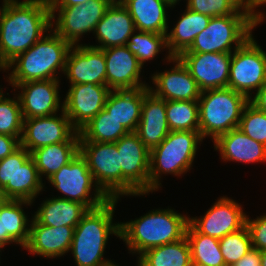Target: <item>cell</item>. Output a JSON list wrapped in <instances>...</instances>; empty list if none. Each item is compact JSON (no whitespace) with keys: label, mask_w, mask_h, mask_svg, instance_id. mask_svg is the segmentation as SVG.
Listing matches in <instances>:
<instances>
[{"label":"cell","mask_w":266,"mask_h":266,"mask_svg":"<svg viewBox=\"0 0 266 266\" xmlns=\"http://www.w3.org/2000/svg\"><path fill=\"white\" fill-rule=\"evenodd\" d=\"M79 152L99 188L110 198L121 196L120 154L115 143L79 142Z\"/></svg>","instance_id":"cell-12"},{"label":"cell","mask_w":266,"mask_h":266,"mask_svg":"<svg viewBox=\"0 0 266 266\" xmlns=\"http://www.w3.org/2000/svg\"><path fill=\"white\" fill-rule=\"evenodd\" d=\"M202 140L199 131H170L158 146L150 150L149 192L159 189L162 174L181 176L187 173Z\"/></svg>","instance_id":"cell-5"},{"label":"cell","mask_w":266,"mask_h":266,"mask_svg":"<svg viewBox=\"0 0 266 266\" xmlns=\"http://www.w3.org/2000/svg\"><path fill=\"white\" fill-rule=\"evenodd\" d=\"M249 99L233 89L217 88L201 92L198 99L199 132L216 140L220 135L238 128Z\"/></svg>","instance_id":"cell-6"},{"label":"cell","mask_w":266,"mask_h":266,"mask_svg":"<svg viewBox=\"0 0 266 266\" xmlns=\"http://www.w3.org/2000/svg\"><path fill=\"white\" fill-rule=\"evenodd\" d=\"M9 201V198L6 196V194L0 189V208Z\"/></svg>","instance_id":"cell-48"},{"label":"cell","mask_w":266,"mask_h":266,"mask_svg":"<svg viewBox=\"0 0 266 266\" xmlns=\"http://www.w3.org/2000/svg\"><path fill=\"white\" fill-rule=\"evenodd\" d=\"M15 160H17V149L0 160V189L12 200H14Z\"/></svg>","instance_id":"cell-41"},{"label":"cell","mask_w":266,"mask_h":266,"mask_svg":"<svg viewBox=\"0 0 266 266\" xmlns=\"http://www.w3.org/2000/svg\"><path fill=\"white\" fill-rule=\"evenodd\" d=\"M90 0H49L50 7H70L80 5Z\"/></svg>","instance_id":"cell-47"},{"label":"cell","mask_w":266,"mask_h":266,"mask_svg":"<svg viewBox=\"0 0 266 266\" xmlns=\"http://www.w3.org/2000/svg\"><path fill=\"white\" fill-rule=\"evenodd\" d=\"M119 198L109 199L90 209L74 228L70 251L77 266H109L111 260L103 258L111 234L120 237V223H113L115 205Z\"/></svg>","instance_id":"cell-2"},{"label":"cell","mask_w":266,"mask_h":266,"mask_svg":"<svg viewBox=\"0 0 266 266\" xmlns=\"http://www.w3.org/2000/svg\"><path fill=\"white\" fill-rule=\"evenodd\" d=\"M257 109L266 112V83L249 99Z\"/></svg>","instance_id":"cell-46"},{"label":"cell","mask_w":266,"mask_h":266,"mask_svg":"<svg viewBox=\"0 0 266 266\" xmlns=\"http://www.w3.org/2000/svg\"><path fill=\"white\" fill-rule=\"evenodd\" d=\"M20 146L17 137L0 134V160L10 155Z\"/></svg>","instance_id":"cell-44"},{"label":"cell","mask_w":266,"mask_h":266,"mask_svg":"<svg viewBox=\"0 0 266 266\" xmlns=\"http://www.w3.org/2000/svg\"><path fill=\"white\" fill-rule=\"evenodd\" d=\"M115 144L120 154L121 196L148 194L150 150L136 132H128Z\"/></svg>","instance_id":"cell-9"},{"label":"cell","mask_w":266,"mask_h":266,"mask_svg":"<svg viewBox=\"0 0 266 266\" xmlns=\"http://www.w3.org/2000/svg\"><path fill=\"white\" fill-rule=\"evenodd\" d=\"M186 8L209 17L248 15L245 0H187Z\"/></svg>","instance_id":"cell-38"},{"label":"cell","mask_w":266,"mask_h":266,"mask_svg":"<svg viewBox=\"0 0 266 266\" xmlns=\"http://www.w3.org/2000/svg\"><path fill=\"white\" fill-rule=\"evenodd\" d=\"M170 131H199L198 101H166Z\"/></svg>","instance_id":"cell-35"},{"label":"cell","mask_w":266,"mask_h":266,"mask_svg":"<svg viewBox=\"0 0 266 266\" xmlns=\"http://www.w3.org/2000/svg\"><path fill=\"white\" fill-rule=\"evenodd\" d=\"M233 266H261L260 251L252 248Z\"/></svg>","instance_id":"cell-45"},{"label":"cell","mask_w":266,"mask_h":266,"mask_svg":"<svg viewBox=\"0 0 266 266\" xmlns=\"http://www.w3.org/2000/svg\"><path fill=\"white\" fill-rule=\"evenodd\" d=\"M46 35L5 67L8 71L13 68L7 77L13 87L29 81L59 80L58 68L64 73L72 45L52 29Z\"/></svg>","instance_id":"cell-3"},{"label":"cell","mask_w":266,"mask_h":266,"mask_svg":"<svg viewBox=\"0 0 266 266\" xmlns=\"http://www.w3.org/2000/svg\"><path fill=\"white\" fill-rule=\"evenodd\" d=\"M213 142L214 149L220 151L224 161L243 163L266 161V146L251 139L238 128L220 135Z\"/></svg>","instance_id":"cell-24"},{"label":"cell","mask_w":266,"mask_h":266,"mask_svg":"<svg viewBox=\"0 0 266 266\" xmlns=\"http://www.w3.org/2000/svg\"><path fill=\"white\" fill-rule=\"evenodd\" d=\"M261 5H266V0H245L248 17L256 26L263 22L264 17H266L264 13L255 10Z\"/></svg>","instance_id":"cell-43"},{"label":"cell","mask_w":266,"mask_h":266,"mask_svg":"<svg viewBox=\"0 0 266 266\" xmlns=\"http://www.w3.org/2000/svg\"><path fill=\"white\" fill-rule=\"evenodd\" d=\"M44 186L31 153L20 145L15 160L14 200L33 202Z\"/></svg>","instance_id":"cell-31"},{"label":"cell","mask_w":266,"mask_h":266,"mask_svg":"<svg viewBox=\"0 0 266 266\" xmlns=\"http://www.w3.org/2000/svg\"><path fill=\"white\" fill-rule=\"evenodd\" d=\"M184 11L177 24L174 25L175 27L170 33H166L167 47L169 49L166 60L169 62L187 50L195 37L206 29L211 20V17L193 12L188 8Z\"/></svg>","instance_id":"cell-28"},{"label":"cell","mask_w":266,"mask_h":266,"mask_svg":"<svg viewBox=\"0 0 266 266\" xmlns=\"http://www.w3.org/2000/svg\"><path fill=\"white\" fill-rule=\"evenodd\" d=\"M136 31L134 21L120 1H113L106 9L103 18L96 24L94 34L100 49L123 46ZM101 44V45H100Z\"/></svg>","instance_id":"cell-22"},{"label":"cell","mask_w":266,"mask_h":266,"mask_svg":"<svg viewBox=\"0 0 266 266\" xmlns=\"http://www.w3.org/2000/svg\"><path fill=\"white\" fill-rule=\"evenodd\" d=\"M231 57L232 53H181L178 56L201 92L228 87Z\"/></svg>","instance_id":"cell-14"},{"label":"cell","mask_w":266,"mask_h":266,"mask_svg":"<svg viewBox=\"0 0 266 266\" xmlns=\"http://www.w3.org/2000/svg\"><path fill=\"white\" fill-rule=\"evenodd\" d=\"M172 62L176 64L171 70L153 74L156 89L149 86V90L165 101H198L201 91L189 70L178 57Z\"/></svg>","instance_id":"cell-20"},{"label":"cell","mask_w":266,"mask_h":266,"mask_svg":"<svg viewBox=\"0 0 266 266\" xmlns=\"http://www.w3.org/2000/svg\"><path fill=\"white\" fill-rule=\"evenodd\" d=\"M2 91V92H1ZM3 90H0V134L17 137L21 140L23 132V116L20 101L17 96L12 98L4 97Z\"/></svg>","instance_id":"cell-37"},{"label":"cell","mask_w":266,"mask_h":266,"mask_svg":"<svg viewBox=\"0 0 266 266\" xmlns=\"http://www.w3.org/2000/svg\"><path fill=\"white\" fill-rule=\"evenodd\" d=\"M265 83L266 52L252 35L232 52L228 87L250 99Z\"/></svg>","instance_id":"cell-10"},{"label":"cell","mask_w":266,"mask_h":266,"mask_svg":"<svg viewBox=\"0 0 266 266\" xmlns=\"http://www.w3.org/2000/svg\"><path fill=\"white\" fill-rule=\"evenodd\" d=\"M60 80H37L20 83L14 88L21 89L18 94L23 119L48 117L57 114L63 104L59 97Z\"/></svg>","instance_id":"cell-18"},{"label":"cell","mask_w":266,"mask_h":266,"mask_svg":"<svg viewBox=\"0 0 266 266\" xmlns=\"http://www.w3.org/2000/svg\"><path fill=\"white\" fill-rule=\"evenodd\" d=\"M144 145L152 150L170 133L166 118V101L151 91L144 96L141 119L135 131Z\"/></svg>","instance_id":"cell-23"},{"label":"cell","mask_w":266,"mask_h":266,"mask_svg":"<svg viewBox=\"0 0 266 266\" xmlns=\"http://www.w3.org/2000/svg\"><path fill=\"white\" fill-rule=\"evenodd\" d=\"M246 213L241 205L228 197H221L201 218H188V223L199 233L221 239L246 225Z\"/></svg>","instance_id":"cell-15"},{"label":"cell","mask_w":266,"mask_h":266,"mask_svg":"<svg viewBox=\"0 0 266 266\" xmlns=\"http://www.w3.org/2000/svg\"><path fill=\"white\" fill-rule=\"evenodd\" d=\"M88 210L79 202L53 197L40 205L33 218L42 225L76 227Z\"/></svg>","instance_id":"cell-30"},{"label":"cell","mask_w":266,"mask_h":266,"mask_svg":"<svg viewBox=\"0 0 266 266\" xmlns=\"http://www.w3.org/2000/svg\"><path fill=\"white\" fill-rule=\"evenodd\" d=\"M30 223L29 241L24 247L30 254L53 259L70 252L75 227L42 225L33 217Z\"/></svg>","instance_id":"cell-21"},{"label":"cell","mask_w":266,"mask_h":266,"mask_svg":"<svg viewBox=\"0 0 266 266\" xmlns=\"http://www.w3.org/2000/svg\"><path fill=\"white\" fill-rule=\"evenodd\" d=\"M79 132L77 131L68 141L55 143L37 148L31 152L39 176L47 180L62 166L71 162L79 153Z\"/></svg>","instance_id":"cell-29"},{"label":"cell","mask_w":266,"mask_h":266,"mask_svg":"<svg viewBox=\"0 0 266 266\" xmlns=\"http://www.w3.org/2000/svg\"><path fill=\"white\" fill-rule=\"evenodd\" d=\"M188 218L173 209H153L134 221L121 222L119 238L130 252L140 255L150 248L182 239Z\"/></svg>","instance_id":"cell-4"},{"label":"cell","mask_w":266,"mask_h":266,"mask_svg":"<svg viewBox=\"0 0 266 266\" xmlns=\"http://www.w3.org/2000/svg\"><path fill=\"white\" fill-rule=\"evenodd\" d=\"M185 236L190 245L192 263L205 266H226L219 239L197 232L189 223Z\"/></svg>","instance_id":"cell-34"},{"label":"cell","mask_w":266,"mask_h":266,"mask_svg":"<svg viewBox=\"0 0 266 266\" xmlns=\"http://www.w3.org/2000/svg\"><path fill=\"white\" fill-rule=\"evenodd\" d=\"M261 266H266V249L260 251Z\"/></svg>","instance_id":"cell-49"},{"label":"cell","mask_w":266,"mask_h":266,"mask_svg":"<svg viewBox=\"0 0 266 266\" xmlns=\"http://www.w3.org/2000/svg\"><path fill=\"white\" fill-rule=\"evenodd\" d=\"M111 89L95 83L73 84L63 102V111L72 126L79 131L104 109Z\"/></svg>","instance_id":"cell-13"},{"label":"cell","mask_w":266,"mask_h":266,"mask_svg":"<svg viewBox=\"0 0 266 266\" xmlns=\"http://www.w3.org/2000/svg\"><path fill=\"white\" fill-rule=\"evenodd\" d=\"M106 61V85L111 90L149 87L140 80L143 66L126 45L103 49Z\"/></svg>","instance_id":"cell-19"},{"label":"cell","mask_w":266,"mask_h":266,"mask_svg":"<svg viewBox=\"0 0 266 266\" xmlns=\"http://www.w3.org/2000/svg\"><path fill=\"white\" fill-rule=\"evenodd\" d=\"M254 27L248 15L211 17L206 29L182 53H232L252 36Z\"/></svg>","instance_id":"cell-7"},{"label":"cell","mask_w":266,"mask_h":266,"mask_svg":"<svg viewBox=\"0 0 266 266\" xmlns=\"http://www.w3.org/2000/svg\"><path fill=\"white\" fill-rule=\"evenodd\" d=\"M139 256L137 266H191L192 264L190 245L186 236L178 241L150 248Z\"/></svg>","instance_id":"cell-32"},{"label":"cell","mask_w":266,"mask_h":266,"mask_svg":"<svg viewBox=\"0 0 266 266\" xmlns=\"http://www.w3.org/2000/svg\"><path fill=\"white\" fill-rule=\"evenodd\" d=\"M246 226L249 230L252 248L259 251L266 249V214L250 220L246 216Z\"/></svg>","instance_id":"cell-42"},{"label":"cell","mask_w":266,"mask_h":266,"mask_svg":"<svg viewBox=\"0 0 266 266\" xmlns=\"http://www.w3.org/2000/svg\"><path fill=\"white\" fill-rule=\"evenodd\" d=\"M61 116L34 117L23 120L20 145L30 153L40 147L68 141L77 130L61 110ZM59 116V117H58Z\"/></svg>","instance_id":"cell-16"},{"label":"cell","mask_w":266,"mask_h":266,"mask_svg":"<svg viewBox=\"0 0 266 266\" xmlns=\"http://www.w3.org/2000/svg\"><path fill=\"white\" fill-rule=\"evenodd\" d=\"M79 142L115 143L128 131L105 109L101 110L79 131Z\"/></svg>","instance_id":"cell-33"},{"label":"cell","mask_w":266,"mask_h":266,"mask_svg":"<svg viewBox=\"0 0 266 266\" xmlns=\"http://www.w3.org/2000/svg\"><path fill=\"white\" fill-rule=\"evenodd\" d=\"M48 181L64 196L57 198L79 202L89 210L98 208L110 199L96 184L87 161L80 152L71 162L54 173ZM92 187L95 188L94 196L89 195Z\"/></svg>","instance_id":"cell-8"},{"label":"cell","mask_w":266,"mask_h":266,"mask_svg":"<svg viewBox=\"0 0 266 266\" xmlns=\"http://www.w3.org/2000/svg\"><path fill=\"white\" fill-rule=\"evenodd\" d=\"M219 245L226 266H233L252 249L251 236L247 226L219 239Z\"/></svg>","instance_id":"cell-39"},{"label":"cell","mask_w":266,"mask_h":266,"mask_svg":"<svg viewBox=\"0 0 266 266\" xmlns=\"http://www.w3.org/2000/svg\"><path fill=\"white\" fill-rule=\"evenodd\" d=\"M149 91V87L134 90H111L104 109L128 132H135L141 119L144 96Z\"/></svg>","instance_id":"cell-25"},{"label":"cell","mask_w":266,"mask_h":266,"mask_svg":"<svg viewBox=\"0 0 266 266\" xmlns=\"http://www.w3.org/2000/svg\"><path fill=\"white\" fill-rule=\"evenodd\" d=\"M191 266H205V265L192 263Z\"/></svg>","instance_id":"cell-51"},{"label":"cell","mask_w":266,"mask_h":266,"mask_svg":"<svg viewBox=\"0 0 266 266\" xmlns=\"http://www.w3.org/2000/svg\"><path fill=\"white\" fill-rule=\"evenodd\" d=\"M136 33V34H135ZM128 50L133 53L143 66L146 61L152 60L161 51L167 47L166 34L152 32H143L137 30L127 41Z\"/></svg>","instance_id":"cell-36"},{"label":"cell","mask_w":266,"mask_h":266,"mask_svg":"<svg viewBox=\"0 0 266 266\" xmlns=\"http://www.w3.org/2000/svg\"><path fill=\"white\" fill-rule=\"evenodd\" d=\"M112 2V0H90L70 7H50L52 30L72 46L77 45L84 33L94 32L96 24L103 18ZM56 12L58 17L55 16Z\"/></svg>","instance_id":"cell-11"},{"label":"cell","mask_w":266,"mask_h":266,"mask_svg":"<svg viewBox=\"0 0 266 266\" xmlns=\"http://www.w3.org/2000/svg\"><path fill=\"white\" fill-rule=\"evenodd\" d=\"M32 203L27 200L9 199L0 208V252L1 248L13 242L23 248L27 245L30 236V225L22 205L30 206Z\"/></svg>","instance_id":"cell-26"},{"label":"cell","mask_w":266,"mask_h":266,"mask_svg":"<svg viewBox=\"0 0 266 266\" xmlns=\"http://www.w3.org/2000/svg\"><path fill=\"white\" fill-rule=\"evenodd\" d=\"M238 129L251 139L266 146V112L257 109L250 102L242 112Z\"/></svg>","instance_id":"cell-40"},{"label":"cell","mask_w":266,"mask_h":266,"mask_svg":"<svg viewBox=\"0 0 266 266\" xmlns=\"http://www.w3.org/2000/svg\"><path fill=\"white\" fill-rule=\"evenodd\" d=\"M106 61L103 49L77 44L70 48L64 74L70 85L95 83L106 85Z\"/></svg>","instance_id":"cell-17"},{"label":"cell","mask_w":266,"mask_h":266,"mask_svg":"<svg viewBox=\"0 0 266 266\" xmlns=\"http://www.w3.org/2000/svg\"><path fill=\"white\" fill-rule=\"evenodd\" d=\"M0 9V69L52 29L49 0H3Z\"/></svg>","instance_id":"cell-1"},{"label":"cell","mask_w":266,"mask_h":266,"mask_svg":"<svg viewBox=\"0 0 266 266\" xmlns=\"http://www.w3.org/2000/svg\"><path fill=\"white\" fill-rule=\"evenodd\" d=\"M109 266H119V265H116V264L113 263V264H111V265H109Z\"/></svg>","instance_id":"cell-52"},{"label":"cell","mask_w":266,"mask_h":266,"mask_svg":"<svg viewBox=\"0 0 266 266\" xmlns=\"http://www.w3.org/2000/svg\"><path fill=\"white\" fill-rule=\"evenodd\" d=\"M169 6L170 8L173 7L174 5H176L177 2H179L180 0H164Z\"/></svg>","instance_id":"cell-50"},{"label":"cell","mask_w":266,"mask_h":266,"mask_svg":"<svg viewBox=\"0 0 266 266\" xmlns=\"http://www.w3.org/2000/svg\"><path fill=\"white\" fill-rule=\"evenodd\" d=\"M120 2L130 13L137 31L158 34L168 32L166 8L170 6L164 0H121Z\"/></svg>","instance_id":"cell-27"}]
</instances>
